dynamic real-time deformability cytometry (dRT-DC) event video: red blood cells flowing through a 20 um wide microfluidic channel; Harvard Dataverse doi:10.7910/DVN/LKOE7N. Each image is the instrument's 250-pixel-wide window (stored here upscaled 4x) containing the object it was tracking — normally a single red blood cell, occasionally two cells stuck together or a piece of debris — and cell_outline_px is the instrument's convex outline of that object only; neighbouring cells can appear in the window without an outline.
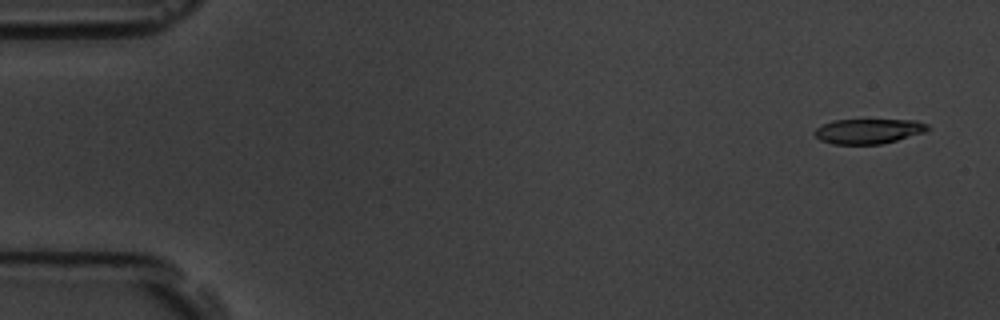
{"species": "common noctule bat (a hibernating species)", "species_latin": "Nyctalus noctula", "temperature_condition": "room temperature", "stored_images_in_passage": 5, "camera_frame_rate_fps": 3000, "um_per_image_px": 0.085, "animal": {"sex": "male", "body_mass_g": 19.5, "forearm_length_mm": 54.6}, "frame": {"image": 1, "passage_image": 1, "time_ms": 0.0, "image_size_px": [1000, 320], "cell_outline_px": [[928, 132], [880, 144], [832, 144], [820, 140], [812, 132], [816, 128], [832, 120], [916, 120], [928, 124]], "centroid_in_image_um": [73.82, 11.15], "position_along_channel_um": 11.2, "area_um2": 16.47}}
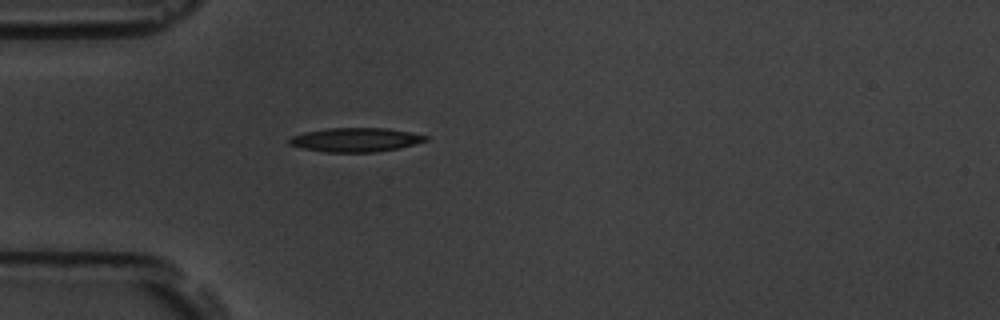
{"frame": {"image": 2, "passage_image": 5, "time_ms": 4.667, "image_size_px": [1000, 320], "cell_outline_px": [[428, 140], [400, 148], [372, 152], [324, 152], [304, 148], [288, 144], [288, 140], [292, 136], [304, 132], [328, 128], [388, 128], [428, 136]], "centroid_in_image_um": [30.21, 11.88], "position_along_channel_um": 54.8, "area_um2": 18.96}}